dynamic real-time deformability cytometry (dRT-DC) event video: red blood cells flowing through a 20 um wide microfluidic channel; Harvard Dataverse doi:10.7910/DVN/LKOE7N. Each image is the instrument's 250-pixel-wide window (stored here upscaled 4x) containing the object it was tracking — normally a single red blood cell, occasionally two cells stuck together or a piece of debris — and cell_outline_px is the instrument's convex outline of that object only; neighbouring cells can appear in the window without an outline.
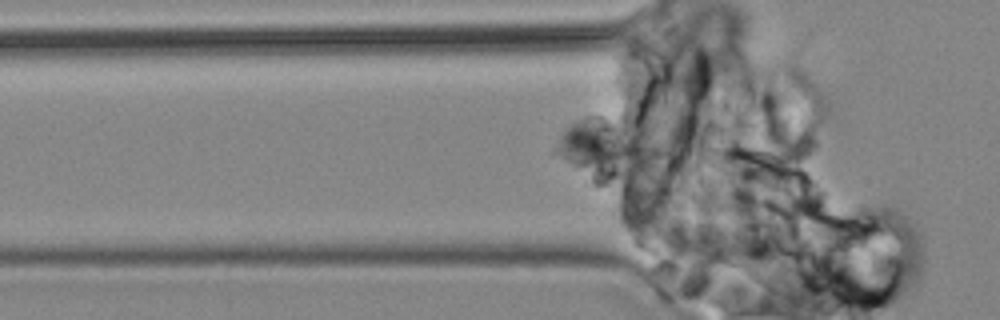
{"species": "common noctule bat (a hibernating species)", "species_latin": "Nyctalus noctula", "temperature_condition": "cold", "stored_images_in_passage": 8, "camera_frame_rate_fps": 3000, "um_per_image_px": 0.085, "animal": {"sex": "male", "body_mass_g": 19.2, "forearm_length_mm": 51.8}, "frame": {"image": 1, "passage_image": 2, "time_ms": 1.333, "image_size_px": [1000, 320], "cell_outline_px": [[644, 152], [612, 180], [608, 180], [580, 168], [564, 160], [560, 152], [556, 140], [564, 128], [576, 120], [600, 116], [608, 120], [644, 148]], "centroid_in_image_um": [50.84, 12.5], "position_along_channel_um": 75.0, "area_um2": 25.84}}
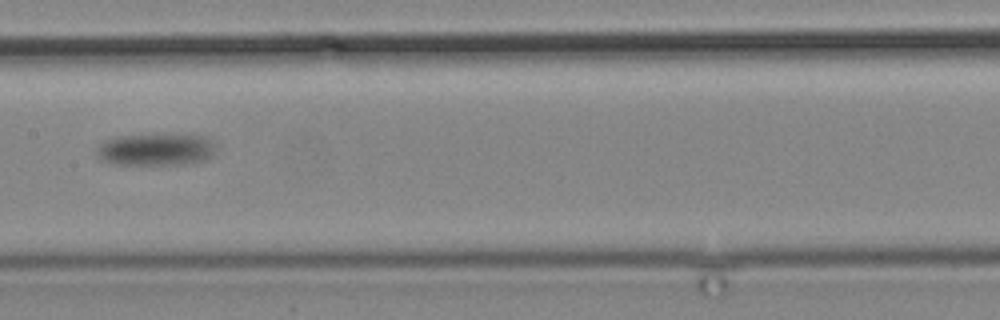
{"frame": {"image": 2, "passage_image": 6, "time_ms": 6.667, "image_size_px": [1000, 320], "cell_outline_px": [[216, 144], [212, 156], [204, 160], [184, 164], [112, 164], [100, 160], [96, 156], [96, 148], [104, 140], [120, 136], [204, 136], [212, 140]], "centroid_in_image_um": [13.21, 12.74], "position_along_channel_um": 194.2, "area_um2": 21.91}}
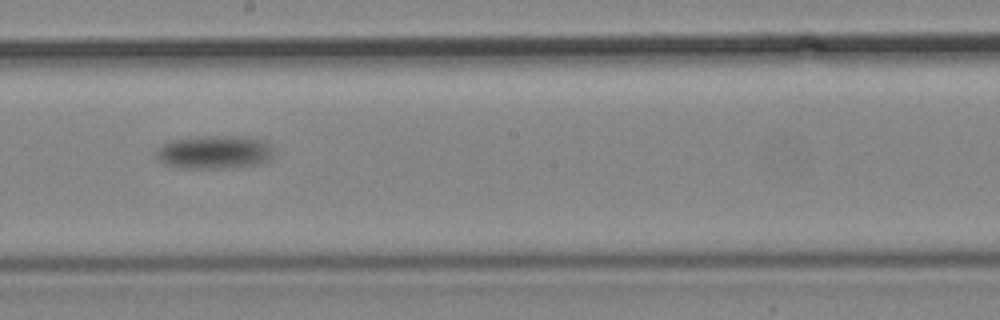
{"frame": {"image": 3, "passage_image": 7, "time_ms": 8.0, "image_size_px": [1000, 320], "cell_outline_px": [[272, 156], [264, 164], [224, 168], [180, 168], [164, 164], [156, 160], [156, 152], [160, 144], [168, 140], [204, 136], [244, 136], [268, 140], [272, 152]], "centroid_in_image_um": [18.21, 12.93], "position_along_channel_um": 230.0, "area_um2": 23.35}}